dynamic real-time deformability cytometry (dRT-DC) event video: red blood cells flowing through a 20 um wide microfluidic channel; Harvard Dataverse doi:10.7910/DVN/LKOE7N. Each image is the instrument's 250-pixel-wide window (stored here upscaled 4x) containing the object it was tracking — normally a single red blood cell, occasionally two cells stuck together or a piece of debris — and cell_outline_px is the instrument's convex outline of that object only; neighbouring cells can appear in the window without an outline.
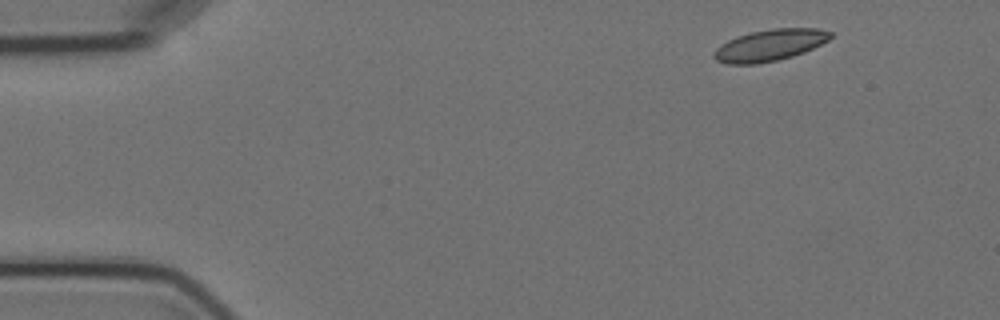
{"species": "Egyptian fruit bat (a non-hibernating species)", "species_latin": "Rousettus aegyptiacus", "temperature_condition": "cold", "stored_images_in_passage": 4, "camera_frame_rate_fps": 3000, "um_per_image_px": 0.085, "animal": {"sex": "female"}, "frame": {"image": 1, "passage_image": 1, "time_ms": 0.0, "image_size_px": [1000, 320], "cell_outline_px": [[832, 36], [828, 40], [804, 52], [792, 56], [776, 60], [756, 64], [728, 64], [716, 60], [712, 56], [712, 52], [720, 44], [736, 36], [752, 32], [772, 28], [820, 28], [832, 32]], "centroid_in_image_um": [65.4, 3.83], "position_along_channel_um": 19.6, "area_um2": 21.44}}
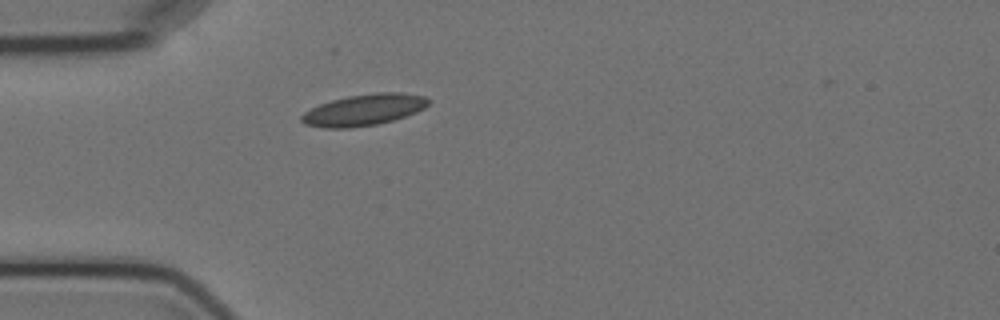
{"frame": {"image": 2, "passage_image": 4, "time_ms": 3.333, "image_size_px": [1000, 320], "cell_outline_px": [[432, 100], [424, 108], [416, 112], [392, 120], [376, 124], [348, 128], [324, 128], [304, 124], [300, 120], [300, 116], [304, 112], [320, 104], [332, 100], [348, 96], [376, 92], [400, 92], [424, 96]], "centroid_in_image_um": [30.92, 9.33], "position_along_channel_um": 54.1, "area_um2": 23.12}}